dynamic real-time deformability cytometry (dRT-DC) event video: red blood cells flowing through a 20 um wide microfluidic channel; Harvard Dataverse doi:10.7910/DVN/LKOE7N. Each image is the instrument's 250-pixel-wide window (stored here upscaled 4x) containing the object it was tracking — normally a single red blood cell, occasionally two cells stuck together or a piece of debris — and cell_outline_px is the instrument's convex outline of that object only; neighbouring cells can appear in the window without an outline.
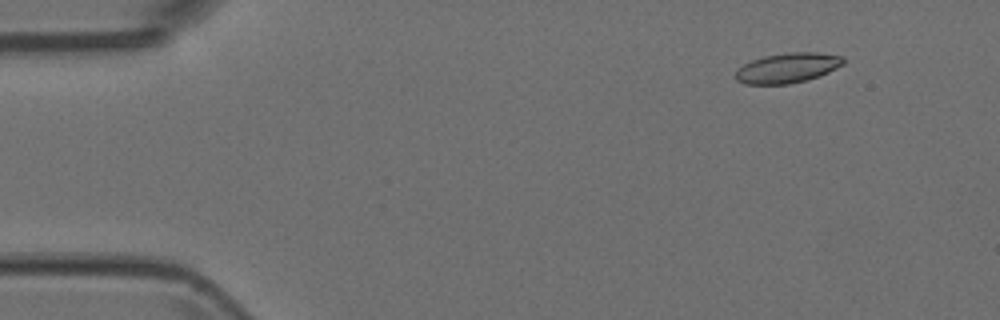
{"species": "Egyptian fruit bat (a non-hibernating species)", "species_latin": "Rousettus aegyptiacus", "temperature_condition": "room temperature", "stored_images_in_passage": 9, "camera_frame_rate_fps": 3000, "um_per_image_px": 0.085, "animal": {"sex": "female"}, "frame": {"image": 1, "passage_image": 2, "time_ms": 0.333, "image_size_px": [1000, 320], "cell_outline_px": [[844, 64], [820, 76], [788, 84], [744, 84], [736, 80], [736, 72], [744, 64], [752, 60], [764, 56], [788, 52], [816, 52], [844, 56]], "centroid_in_image_um": [66.96, 5.76], "position_along_channel_um": 18.0, "area_um2": 18.73}}
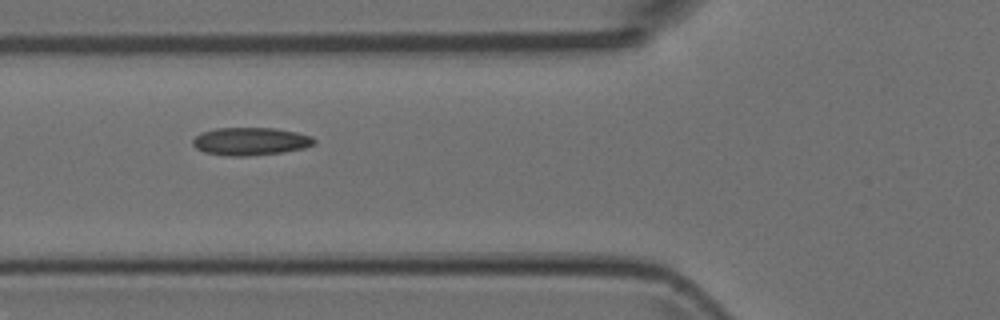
{"frame": {"image": 2, "passage_image": 6, "time_ms": 1.667, "image_size_px": [1000, 320], "cell_outline_px": [[316, 144], [304, 148], [284, 152], [248, 156], [228, 156], [204, 152], [196, 148], [192, 144], [192, 140], [200, 132], [216, 128], [276, 128], [296, 132], [312, 136], [316, 140]], "centroid_in_image_um": [21.3, 12.01], "position_along_channel_um": 104.5, "area_um2": 19.88}}
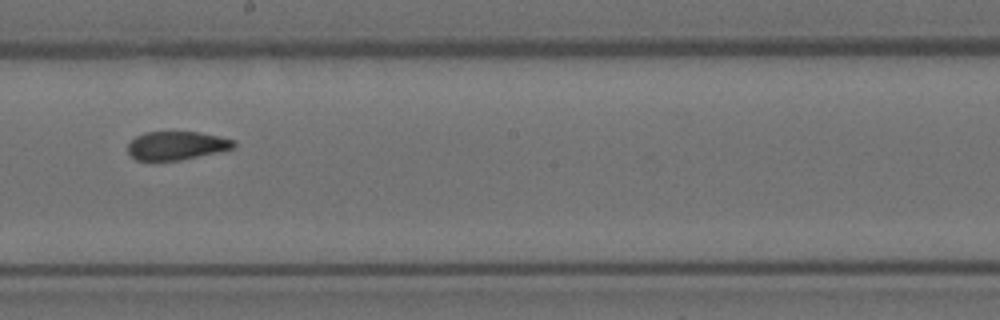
{"frame": {"image": 3, "passage_image": 9, "time_ms": 2.667, "image_size_px": [1000, 320], "cell_outline_px": [[236, 144], [232, 148], [220, 152], [180, 160], [136, 160], [128, 152], [128, 144], [136, 136], [144, 132], [200, 132], [236, 140]], "centroid_in_image_um": [15.03, 12.37], "position_along_channel_um": 233.2, "area_um2": 17.57}}